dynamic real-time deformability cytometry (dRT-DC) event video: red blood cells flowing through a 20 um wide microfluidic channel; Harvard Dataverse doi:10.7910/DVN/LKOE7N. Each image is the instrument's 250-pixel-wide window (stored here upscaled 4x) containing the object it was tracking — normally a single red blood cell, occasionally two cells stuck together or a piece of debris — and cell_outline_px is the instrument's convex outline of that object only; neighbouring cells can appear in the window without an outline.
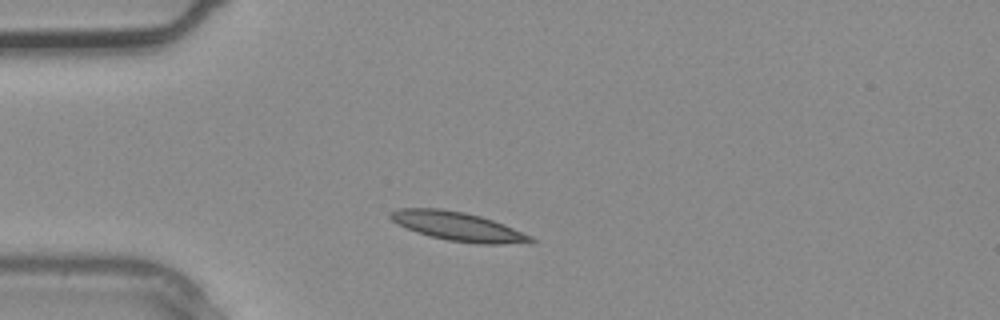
{"species": "common noctule bat (a hibernating species)", "species_latin": "Nyctalus noctula", "temperature_condition": "warm", "stored_images_in_passage": 1, "camera_frame_rate_fps": 3000, "um_per_image_px": 0.085, "animal": {"sex": "male", "body_mass_g": 20.4}, "frame": {"image": 1, "passage_image": 1, "time_ms": 0.0, "image_size_px": [1000, 320], "cell_outline_px": [[536, 240], [504, 244], [480, 244], [448, 240], [416, 232], [392, 220], [388, 216], [388, 212], [396, 208], [440, 208], [464, 212], [480, 216], [504, 224], [532, 236]], "centroid_in_image_um": [38.88, 19.22], "position_along_channel_um": 46.1, "area_um2": 23.29}}